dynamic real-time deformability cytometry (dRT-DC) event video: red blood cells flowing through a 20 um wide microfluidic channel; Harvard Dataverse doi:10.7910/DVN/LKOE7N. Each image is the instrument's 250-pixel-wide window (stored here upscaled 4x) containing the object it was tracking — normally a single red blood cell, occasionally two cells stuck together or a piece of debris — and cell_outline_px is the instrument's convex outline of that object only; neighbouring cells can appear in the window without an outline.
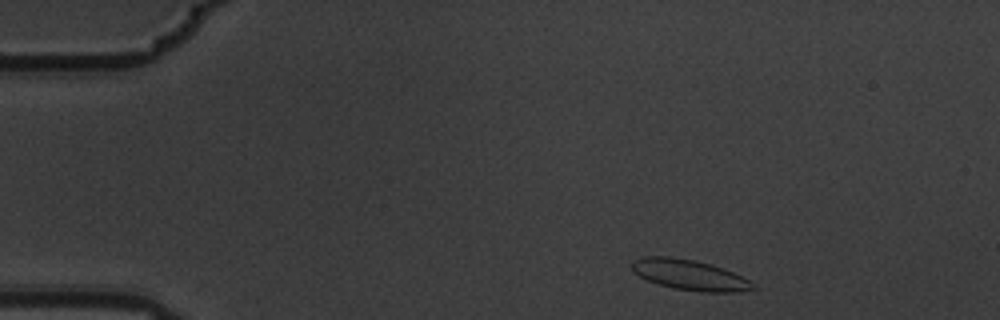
{"species": "common noctule bat (a hibernating species)", "species_latin": "Nyctalus noctula", "temperature_condition": "warm", "stored_images_in_passage": 6, "camera_frame_rate_fps": 3000, "um_per_image_px": 0.085, "animal": {"sex": "male", "body_mass_g": 19.5, "forearm_length_mm": 54.6}, "frame": {"image": 1, "passage_image": 1, "time_ms": 0.0, "image_size_px": [1000, 320], "cell_outline_px": [[760, 288], [740, 292], [700, 292], [672, 288], [648, 280], [632, 272], [632, 260], [644, 256], [668, 256], [692, 260], [724, 268], [748, 280]], "centroid_in_image_um": [58.62, 23.38], "position_along_channel_um": 26.4, "area_um2": 21.44}}
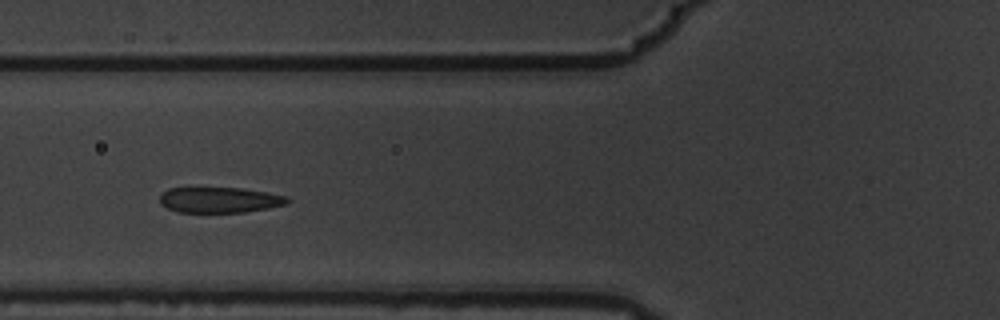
{"frame": {"image": 2, "passage_image": 5, "time_ms": 1.333, "image_size_px": [1000, 320], "cell_outline_px": [[292, 200], [288, 204], [268, 208], [244, 212], [176, 212], [160, 204], [160, 196], [168, 188], [240, 188], [268, 192], [288, 196]], "centroid_in_image_um": [18.71, 16.99], "position_along_channel_um": 107.1, "area_um2": 19.13}}
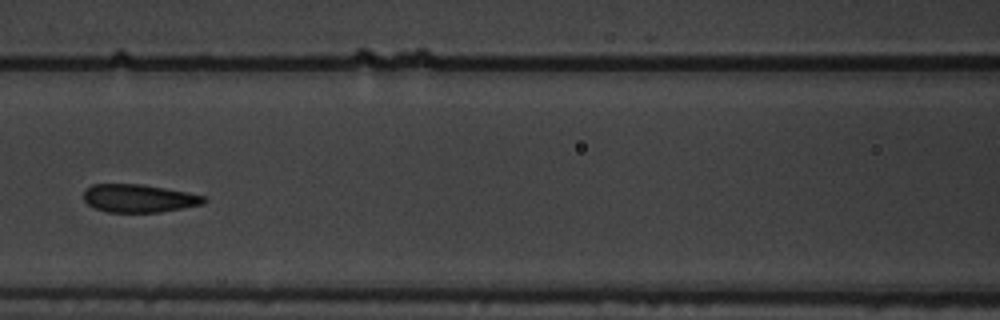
{"frame": {"image": 3, "passage_image": 6, "time_ms": 1.667, "image_size_px": [1000, 320], "cell_outline_px": [[208, 200], [204, 204], [160, 212], [108, 212], [96, 208], [88, 204], [84, 200], [84, 188], [92, 184], [140, 184], [164, 188], [204, 196]], "centroid_in_image_um": [11.78, 16.85], "position_along_channel_um": 154.8, "area_um2": 19.54}}